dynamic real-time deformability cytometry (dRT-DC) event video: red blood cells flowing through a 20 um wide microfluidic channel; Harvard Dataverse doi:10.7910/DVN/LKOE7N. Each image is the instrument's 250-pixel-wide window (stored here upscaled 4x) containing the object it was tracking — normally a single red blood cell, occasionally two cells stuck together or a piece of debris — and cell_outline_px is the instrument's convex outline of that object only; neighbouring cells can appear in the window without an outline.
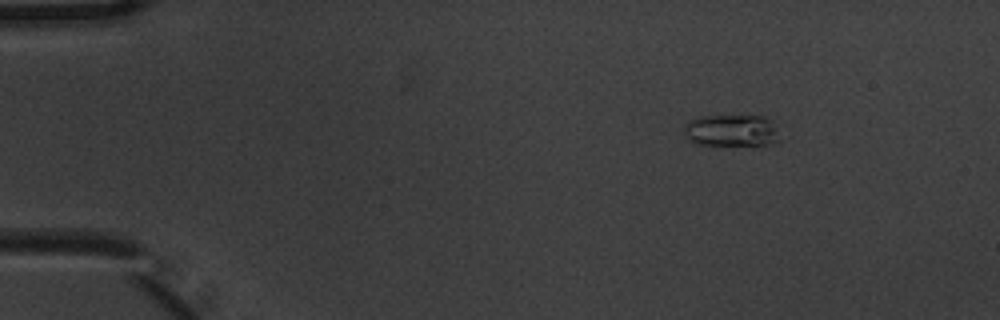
{"species": "common noctule bat (a hibernating species)", "species_latin": "Nyctalus noctula", "temperature_condition": "warm", "stored_images_in_passage": 9, "camera_frame_rate_fps": 3000, "um_per_image_px": 0.085, "animal": {"sex": "male", "body_mass_g": 20.1, "forearm_length_mm": 53.5}, "frame": {"image": 1, "passage_image": 1, "time_ms": 0.0, "image_size_px": [1000, 320], "cell_outline_px": [[780, 140], [772, 144], [696, 144], [688, 140], [684, 136], [684, 124], [688, 120], [700, 116], [764, 116], [772, 120]], "centroid_in_image_um": [62.13, 11.08], "position_along_channel_um": 22.9, "area_um2": 17.74}}
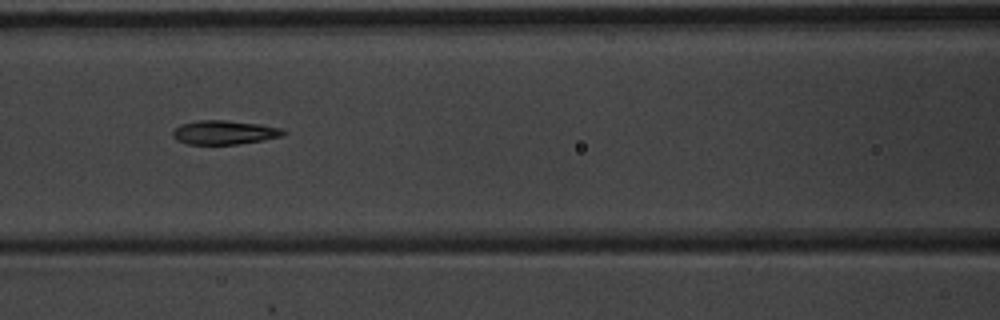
{"frame": {"image": 2, "passage_image": 6, "time_ms": 1.667, "image_size_px": [1000, 320], "cell_outline_px": [[288, 132], [284, 136], [264, 140], [236, 144], [188, 144], [176, 140], [172, 136], [172, 132], [180, 124], [196, 120], [224, 120], [260, 124], [284, 128]], "centroid_in_image_um": [19.11, 11.25], "position_along_channel_um": 147.5, "area_um2": 15.66}}
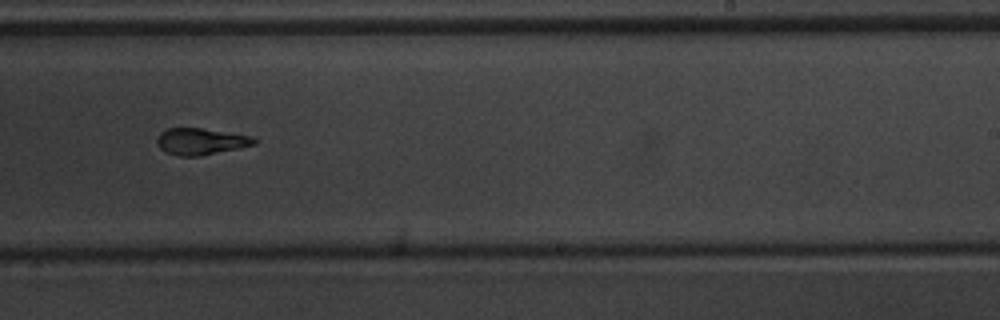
{"frame": {"image": 3, "passage_image": 9, "time_ms": 2.667, "image_size_px": [1000, 320], "cell_outline_px": [[256, 144], [200, 156], [180, 156], [164, 152], [156, 144], [156, 140], [160, 132], [168, 128], [200, 128], [252, 136], [256, 140]], "centroid_in_image_um": [17.02, 12.02], "position_along_channel_um": 272.0, "area_um2": 14.97}}